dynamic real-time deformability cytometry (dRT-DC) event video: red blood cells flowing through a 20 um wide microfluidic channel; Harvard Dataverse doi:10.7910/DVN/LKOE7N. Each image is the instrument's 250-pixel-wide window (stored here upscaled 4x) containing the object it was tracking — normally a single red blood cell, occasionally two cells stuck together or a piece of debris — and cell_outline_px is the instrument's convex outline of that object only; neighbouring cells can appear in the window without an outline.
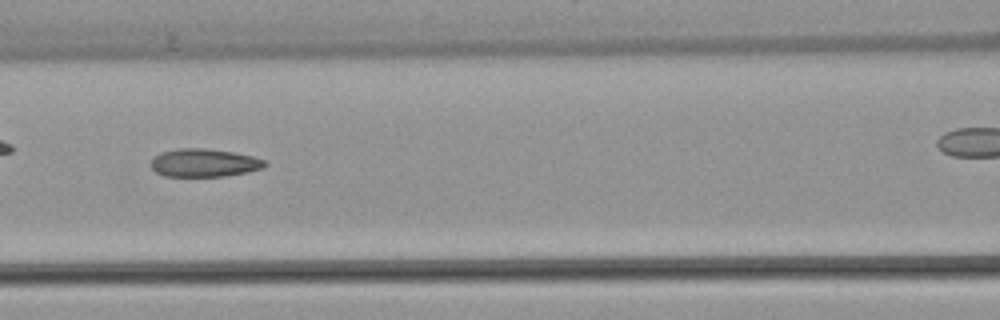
{"species": "common noctule bat (a hibernating species)", "species_latin": "Nyctalus noctula", "temperature_condition": "warm", "stored_images_in_passage": 28, "camera_frame_rate_fps": 3000, "um_per_image_px": 0.085, "animal": {"sex": "female", "body_mass_g": 22.7, "forearm_length_mm": 54.2}, "frame": {"image": 1, "passage_image": 9, "time_ms": 2.667, "image_size_px": [1000, 320], "cell_outline_px": [[268, 164], [264, 168], [248, 172], [224, 176], [164, 176], [156, 172], [148, 164], [160, 152], [180, 148], [204, 148], [232, 152], [252, 156], [264, 160]], "centroid_in_image_um": [17.34, 13.84], "position_along_channel_um": 149.3, "area_um2": 18.67}}
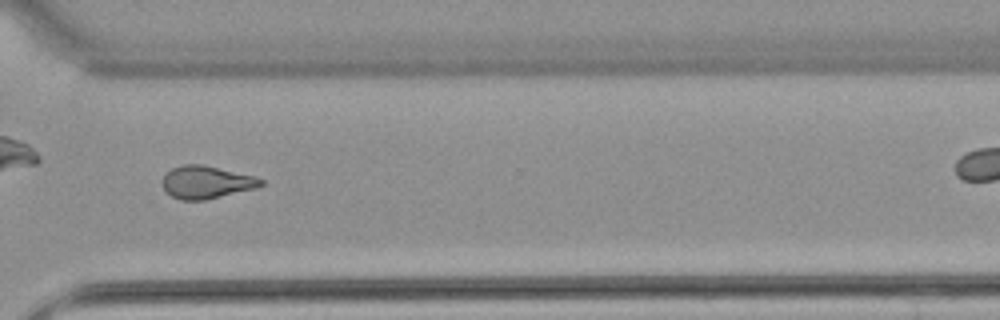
{"frame": {"image": 2, "passage_image": 24, "time_ms": 7.667, "image_size_px": [1000, 320], "cell_outline_px": [[264, 184], [256, 188], [204, 200], [180, 200], [164, 192], [164, 176], [172, 168], [184, 164], [200, 164], [252, 176], [264, 180]], "centroid_in_image_um": [17.52, 15.5], "position_along_channel_um": 353.1, "area_um2": 18.38}}